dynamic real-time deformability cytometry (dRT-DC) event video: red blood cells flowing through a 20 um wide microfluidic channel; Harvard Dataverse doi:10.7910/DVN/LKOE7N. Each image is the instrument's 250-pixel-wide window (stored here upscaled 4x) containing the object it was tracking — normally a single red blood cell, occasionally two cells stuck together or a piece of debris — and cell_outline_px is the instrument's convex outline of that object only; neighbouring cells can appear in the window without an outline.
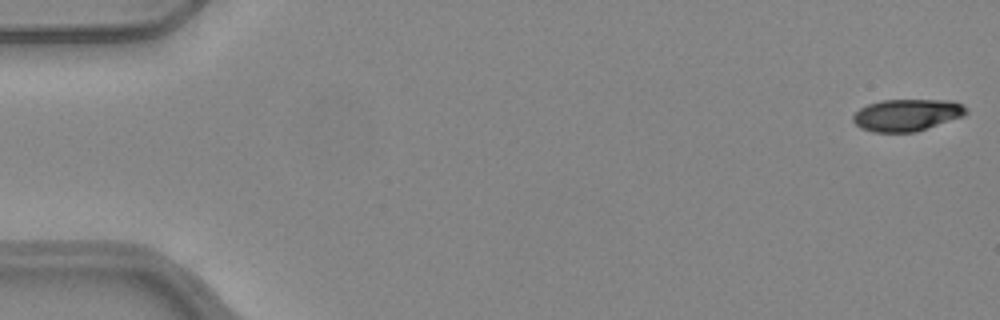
{"species": "common noctule bat (a hibernating species)", "species_latin": "Nyctalus noctula", "temperature_condition": "warm", "stored_images_in_passage": 20, "camera_frame_rate_fps": 3000, "um_per_image_px": 0.085, "animal": {"sex": "female", "body_mass_g": 24.6, "forearm_length_mm": 56.2}, "frame": {"image": 1, "passage_image": 1, "time_ms": 0.0, "image_size_px": [1000, 320], "cell_outline_px": [[968, 112], [964, 116], [916, 132], [872, 132], [860, 128], [852, 120], [852, 116], [860, 108], [868, 104], [880, 100], [952, 100], [964, 104], [968, 108]], "centroid_in_image_um": [77.11, 9.77], "position_along_channel_um": 7.9, "area_um2": 21.33}}
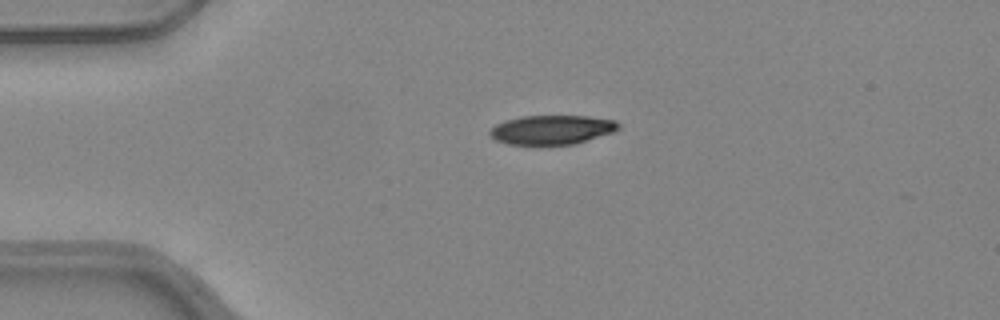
{"frame": {"image": 2, "passage_image": 12, "time_ms": 3.667, "image_size_px": [1000, 320], "cell_outline_px": [[620, 128], [616, 132], [576, 144], [540, 148], [508, 144], [496, 140], [488, 132], [496, 124], [504, 120], [524, 116], [588, 116], [616, 120], [620, 124]], "centroid_in_image_um": [46.93, 11.08], "position_along_channel_um": 38.1, "area_um2": 23.0}}